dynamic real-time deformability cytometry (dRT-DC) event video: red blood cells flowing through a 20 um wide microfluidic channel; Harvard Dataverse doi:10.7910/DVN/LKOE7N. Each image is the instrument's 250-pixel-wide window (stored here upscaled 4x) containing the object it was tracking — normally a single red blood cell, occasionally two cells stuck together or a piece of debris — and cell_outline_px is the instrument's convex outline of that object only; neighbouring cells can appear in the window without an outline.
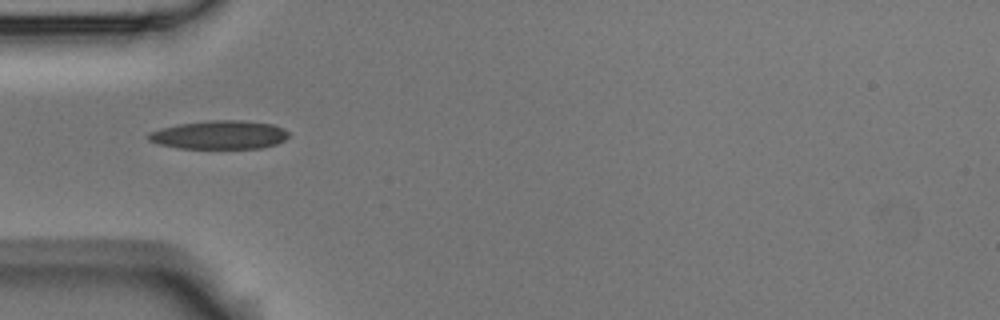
{"species": "Egyptian fruit bat (a non-hibernating species)", "species_latin": "Rousettus aegyptiacus", "temperature_condition": "room temperature", "stored_images_in_passage": 9, "camera_frame_rate_fps": 3000, "um_per_image_px": 0.085, "animal": {"sex": "male"}, "frame": {"image": 1, "passage_image": 6, "time_ms": 1.667, "image_size_px": [1000, 320], "cell_outline_px": [[288, 136], [284, 140], [276, 144], [260, 148], [176, 148], [156, 144], [148, 140], [144, 136], [148, 132], [160, 128], [180, 124], [208, 120], [240, 120], [272, 124], [284, 128], [288, 132]], "centroid_in_image_um": [18.59, 11.46], "position_along_channel_um": 66.4, "area_um2": 23.52}}
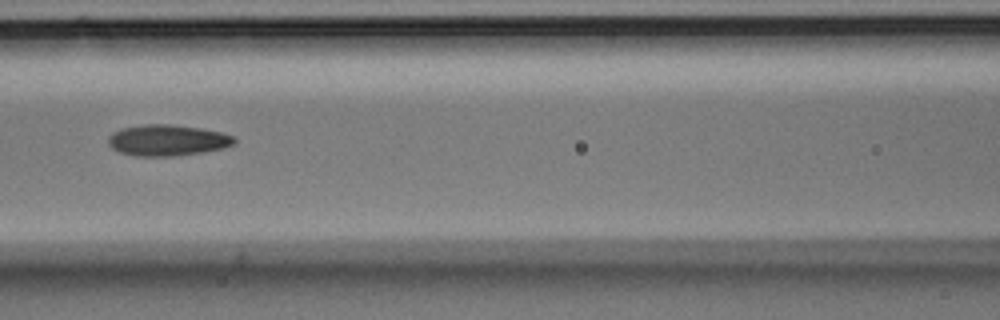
{"frame": {"image": 2, "passage_image": 8, "time_ms": 2.333, "image_size_px": [1000, 320], "cell_outline_px": [[236, 144], [224, 148], [204, 152], [172, 156], [132, 156], [120, 152], [112, 148], [108, 144], [108, 136], [112, 132], [120, 128], [144, 124], [172, 124], [200, 128], [220, 132], [236, 136]], "centroid_in_image_um": [14.23, 11.92], "position_along_channel_um": 152.4, "area_um2": 23.18}}
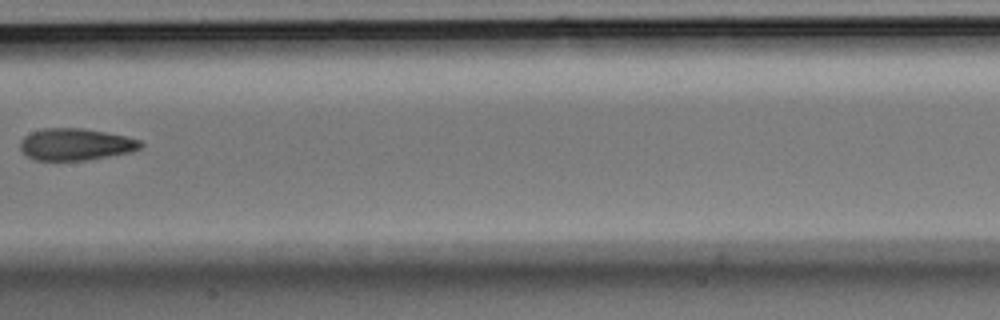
{"frame": {"image": 3, "passage_image": 9, "time_ms": 2.667, "image_size_px": [1000, 320], "cell_outline_px": [[144, 144], [140, 148], [132, 152], [88, 160], [36, 160], [28, 156], [20, 148], [20, 140], [24, 136], [32, 132], [44, 128], [84, 128], [124, 136], [140, 140]], "centroid_in_image_um": [6.44, 12.27], "position_along_channel_um": 201.0, "area_um2": 22.31}}